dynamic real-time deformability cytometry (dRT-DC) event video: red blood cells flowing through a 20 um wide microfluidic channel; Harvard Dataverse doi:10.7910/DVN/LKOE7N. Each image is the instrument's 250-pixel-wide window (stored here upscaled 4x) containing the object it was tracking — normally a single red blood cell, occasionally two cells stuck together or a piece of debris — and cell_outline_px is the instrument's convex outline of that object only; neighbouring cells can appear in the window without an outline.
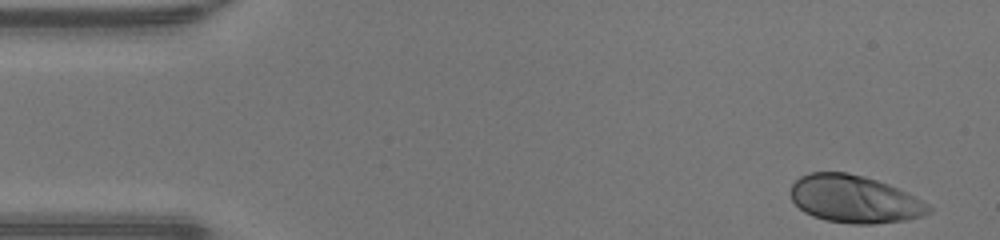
{"species": "human", "species_latin": "Homo sapiens", "temperature_condition": "warm", "stored_images_in_passage": 45, "camera_frame_rate_fps": 3000, "um_per_image_px": 0.085, "donor": {"sex": "male"}, "frame": {"image": 1, "passage_image": 1, "time_ms": 0.0, "image_size_px": [1000, 240], "cell_outline_px": [[932, 212], [920, 216], [904, 220], [872, 224], [852, 224], [824, 220], [812, 216], [804, 212], [792, 200], [792, 184], [800, 176], [812, 172], [848, 172], [864, 176], [888, 184], [928, 204], [932, 208]], "centroid_in_image_um": [72.6, 16.93], "position_along_channel_um": 12.4, "area_um2": 37.92}}
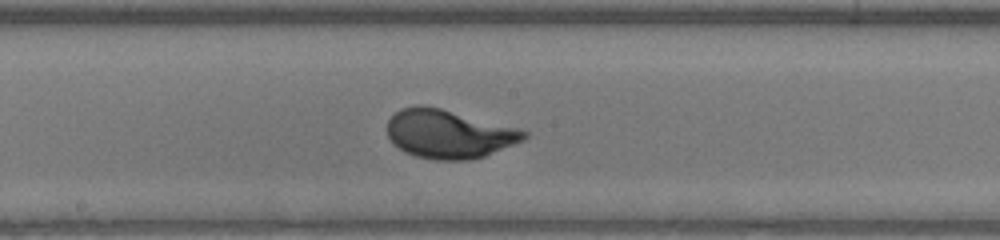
{"frame": {"image": 2, "passage_image": 23, "time_ms": 7.333, "image_size_px": [1000, 240], "cell_outline_px": [[528, 136], [524, 140], [484, 156], [468, 160], [436, 160], [416, 156], [404, 152], [392, 144], [388, 136], [388, 120], [400, 108], [416, 104], [424, 104], [520, 128], [528, 132]], "centroid_in_image_um": [38.13, 11.37], "position_along_channel_um": 210.1, "area_um2": 38.96}}
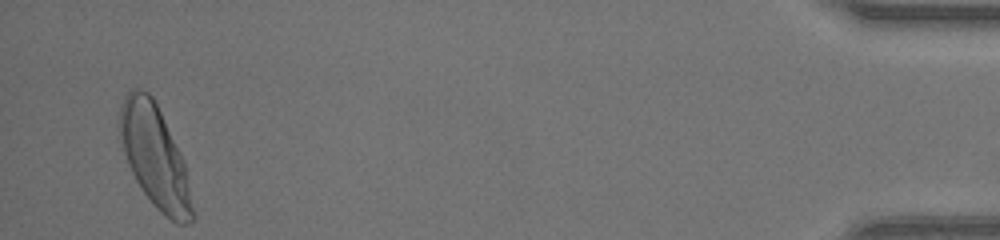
{"frame": {"image": 3, "passage_image": 44, "time_ms": 14.333, "image_size_px": [1000, 240], "cell_outline_px": [[196, 220], [188, 224], [176, 224], [164, 216], [156, 208], [140, 188], [128, 164], [124, 152], [116, 124], [120, 108], [124, 96], [132, 88], [140, 88], [148, 92], [152, 96], [184, 160], [196, 216]], "centroid_in_image_um": [13.16, 13.35], "position_along_channel_um": 422.0, "area_um2": 43.75}, "authors_computed_cell_mechanics": {"area_um2": 37.9746, "velocity_mm_per_s": 4.3336, "shape_relaxation_time_tau1_ms": 2.066, "shape_relaxation_time_tau2_ms": null, "deformation_change_tau1": 0.1632, "deformation_change_tau2": null}}